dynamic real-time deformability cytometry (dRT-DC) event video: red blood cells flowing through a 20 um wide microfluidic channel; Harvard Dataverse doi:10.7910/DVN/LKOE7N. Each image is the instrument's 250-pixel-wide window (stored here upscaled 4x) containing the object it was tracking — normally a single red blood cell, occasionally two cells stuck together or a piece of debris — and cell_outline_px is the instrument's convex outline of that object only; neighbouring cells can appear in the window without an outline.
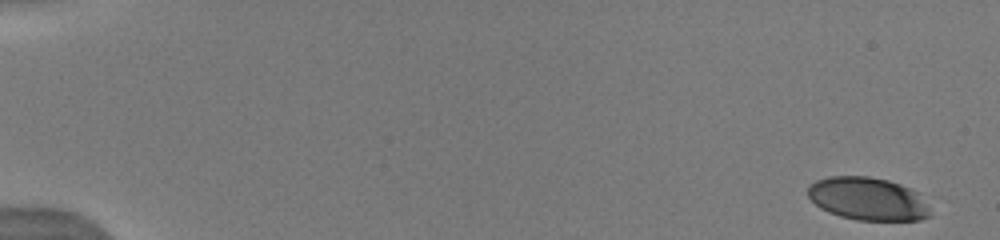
{"species": "human", "species_latin": "Homo sapiens", "temperature_condition": "warm", "stored_images_in_passage": 9, "camera_frame_rate_fps": 3000, "um_per_image_px": 0.085, "donor": {"sex": "male"}, "frame": {"image": 1, "passage_image": 1, "time_ms": 0.0, "image_size_px": [1000, 240], "cell_outline_px": [[928, 216], [920, 220], [856, 220], [840, 216], [828, 212], [820, 208], [808, 196], [808, 184], [816, 180], [828, 176], [868, 176], [888, 180], [912, 188], [916, 192], [928, 208]], "centroid_in_image_um": [73.7, 16.89], "position_along_channel_um": 11.3, "area_um2": 30.46}}
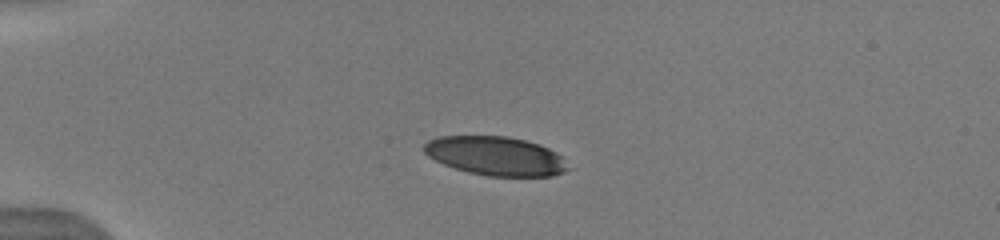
{"frame": {"image": 2, "passage_image": 6, "time_ms": 4.0, "image_size_px": [1000, 240], "cell_outline_px": [[572, 168], [564, 172], [552, 176], [488, 176], [468, 172], [444, 164], [428, 156], [424, 152], [424, 144], [428, 140], [440, 136], [508, 136], [540, 144], [556, 152]], "centroid_in_image_um": [42.16, 13.26], "position_along_channel_um": 42.8, "area_um2": 32.66}}